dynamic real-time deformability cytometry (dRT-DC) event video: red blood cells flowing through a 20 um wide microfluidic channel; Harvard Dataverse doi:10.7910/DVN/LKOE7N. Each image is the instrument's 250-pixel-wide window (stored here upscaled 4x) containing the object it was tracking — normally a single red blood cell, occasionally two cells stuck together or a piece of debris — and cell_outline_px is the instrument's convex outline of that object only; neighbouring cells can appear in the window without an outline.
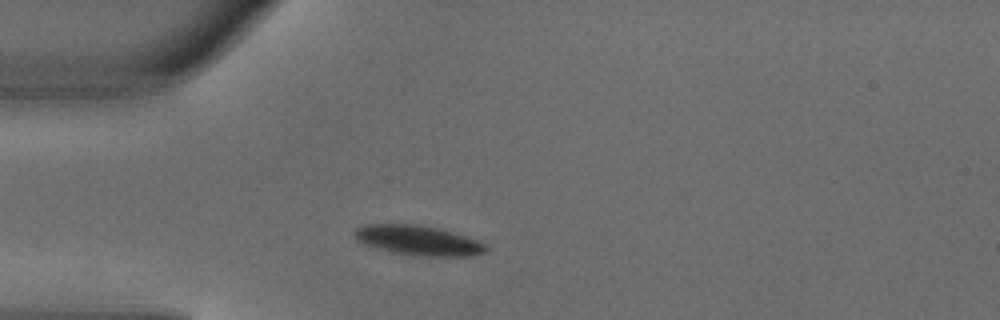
{"species": "common noctule bat (a hibernating species)", "species_latin": "Nyctalus noctula", "temperature_condition": "warm", "stored_images_in_passage": 3, "camera_frame_rate_fps": 3000, "um_per_image_px": 0.085, "animal": {"sex": "male", "body_mass_g": 18.8}, "frame": {"image": 1, "passage_image": 3, "time_ms": 0.667, "image_size_px": [1000, 320], "cell_outline_px": [[488, 248], [484, 252], [472, 256], [416, 256], [392, 252], [376, 248], [364, 244], [356, 240], [352, 236], [352, 232], [356, 228], [364, 224], [416, 224], [436, 228], [452, 232], [476, 240], [484, 244]], "centroid_in_image_um": [35.47, 20.43], "position_along_channel_um": 49.5, "area_um2": 22.83}}